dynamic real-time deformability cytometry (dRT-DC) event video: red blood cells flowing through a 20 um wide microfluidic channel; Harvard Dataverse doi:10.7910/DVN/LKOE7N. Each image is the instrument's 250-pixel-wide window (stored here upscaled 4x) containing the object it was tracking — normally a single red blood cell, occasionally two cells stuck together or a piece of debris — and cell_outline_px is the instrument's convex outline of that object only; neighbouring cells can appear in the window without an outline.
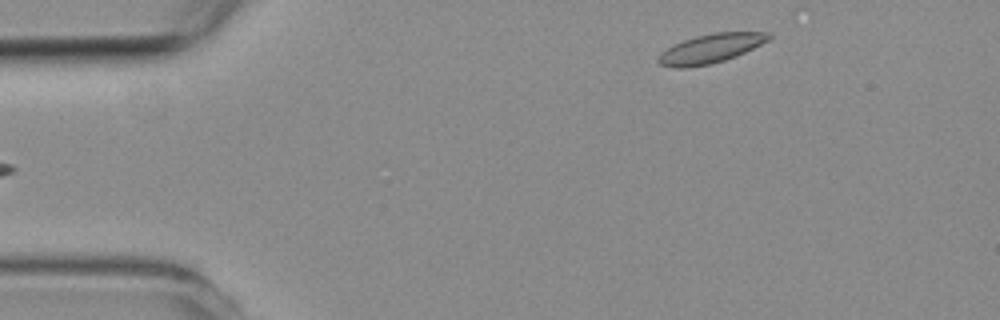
{"species": "common noctule bat (a hibernating species)", "species_latin": "Nyctalus noctula", "temperature_condition": "room temperature", "stored_images_in_passage": 5, "segment_of_instrument_passage": [2, 2], "camera_frame_rate_fps": 3000, "um_per_image_px": 0.085, "animal": {"sex": "female", "body_mass_g": 19.3, "forearm_length_mm": 54.1}, "frame": {"image": 1, "passage_image": 5, "time_ms": 4.333, "image_size_px": [1000, 320], "cell_outline_px": [[772, 36], [768, 40], [736, 56], [712, 64], [688, 68], [676, 68], [660, 64], [656, 60], [660, 52], [684, 40], [696, 36], [716, 32], [772, 32]], "centroid_in_image_um": [60.39, 4.13], "position_along_channel_um": 24.6, "area_um2": 18.61}}